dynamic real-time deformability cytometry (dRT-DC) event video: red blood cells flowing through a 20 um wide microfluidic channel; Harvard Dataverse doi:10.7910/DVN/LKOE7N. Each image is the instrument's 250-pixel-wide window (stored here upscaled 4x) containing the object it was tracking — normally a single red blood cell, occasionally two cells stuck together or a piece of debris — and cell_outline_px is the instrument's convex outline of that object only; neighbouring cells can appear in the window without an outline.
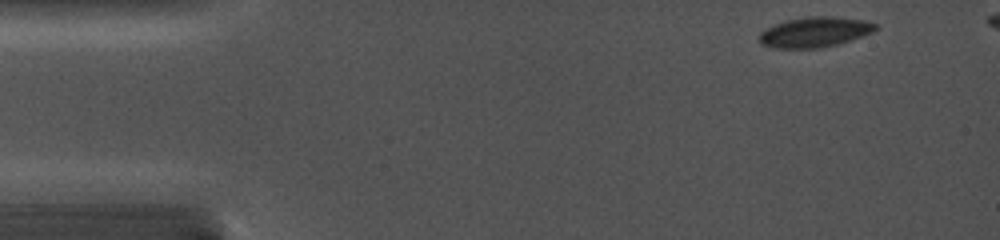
{"species": "common noctule bat (a hibernating species)", "species_latin": "Nyctalus noctula", "temperature_condition": "cold", "stored_images_in_passage": 12, "camera_frame_rate_fps": 5000, "um_per_image_px": 0.085, "animal": {"sex": "female", "body_mass_g": 19.0, "forearm_length_mm": 56.7}, "frame": {"image": 1, "passage_image": 1, "time_ms": 0.0, "image_size_px": [1000, 240], "cell_outline_px": [[880, 28], [872, 32], [840, 44], [816, 48], [772, 48], [760, 44], [760, 32], [764, 28], [788, 20], [804, 16], [836, 16], [864, 20], [880, 24]], "centroid_in_image_um": [69.29, 2.72], "position_along_channel_um": 15.7, "area_um2": 20.75}}
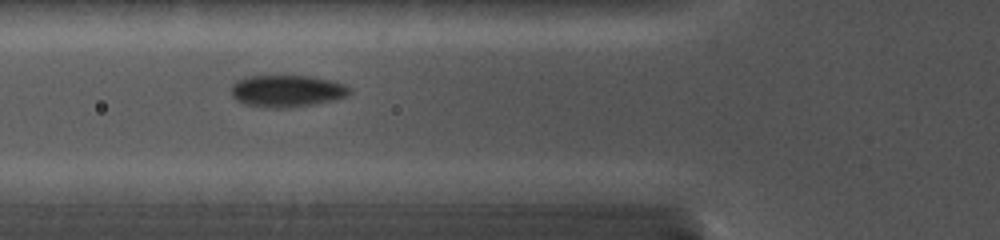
{"frame": {"image": 2, "passage_image": 7, "time_ms": 4.6, "image_size_px": [1000, 240], "cell_outline_px": [[352, 92], [348, 96], [336, 100], [292, 108], [264, 108], [244, 104], [236, 100], [232, 96], [232, 84], [236, 80], [244, 76], [312, 76], [332, 80], [344, 84], [352, 88]], "centroid_in_image_um": [24.41, 7.74], "position_along_channel_um": 101.4, "area_um2": 22.6}}
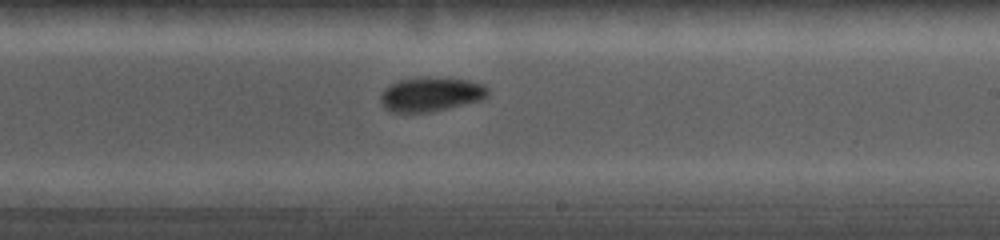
{"frame": {"image": 3, "passage_image": 12, "time_ms": 8.4, "image_size_px": [1000, 240], "cell_outline_px": [[488, 96], [484, 100], [432, 112], [392, 112], [384, 108], [380, 100], [380, 96], [384, 88], [400, 80], [428, 76], [432, 76], [468, 80], [484, 84], [488, 88]], "centroid_in_image_um": [36.66, 8.01], "position_along_channel_um": 252.3, "area_um2": 21.79}}